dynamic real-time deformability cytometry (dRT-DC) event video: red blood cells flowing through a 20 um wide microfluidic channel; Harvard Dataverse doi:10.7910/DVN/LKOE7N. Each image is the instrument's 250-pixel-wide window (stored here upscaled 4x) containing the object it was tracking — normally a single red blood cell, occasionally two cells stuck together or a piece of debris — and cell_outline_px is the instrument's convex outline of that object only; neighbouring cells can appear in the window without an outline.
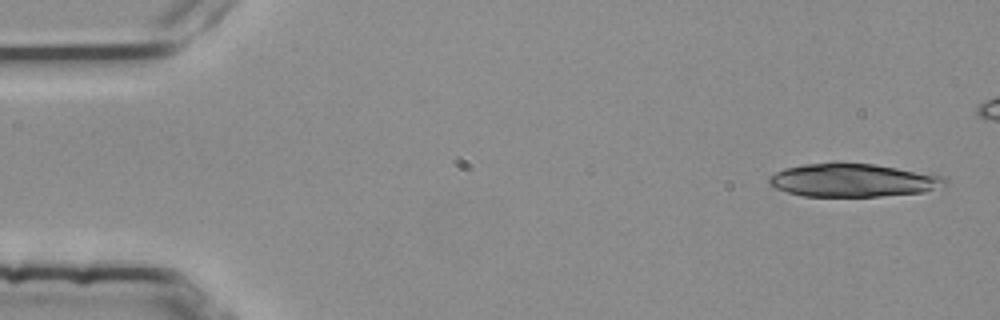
{"species": "common noctule bat (a hibernating species)", "species_latin": "Nyctalus noctula", "temperature_condition": "room temperature", "stored_images_in_passage": 3, "camera_frame_rate_fps": 3000, "um_per_image_px": 0.085, "animal": {"sex": "female", "body_mass_g": 25.1}, "frame": {"image": 1, "passage_image": 1, "time_ms": 0.0, "image_size_px": [1000, 320], "cell_outline_px": [[948, 184], [924, 192], [880, 196], [804, 196], [788, 192], [776, 188], [768, 184], [768, 176], [784, 168], [804, 164], [836, 160], [876, 164], [936, 172], [944, 176], [948, 180]], "centroid_in_image_um": [72.58, 15.27], "position_along_channel_um": 12.4, "area_um2": 35.37}}